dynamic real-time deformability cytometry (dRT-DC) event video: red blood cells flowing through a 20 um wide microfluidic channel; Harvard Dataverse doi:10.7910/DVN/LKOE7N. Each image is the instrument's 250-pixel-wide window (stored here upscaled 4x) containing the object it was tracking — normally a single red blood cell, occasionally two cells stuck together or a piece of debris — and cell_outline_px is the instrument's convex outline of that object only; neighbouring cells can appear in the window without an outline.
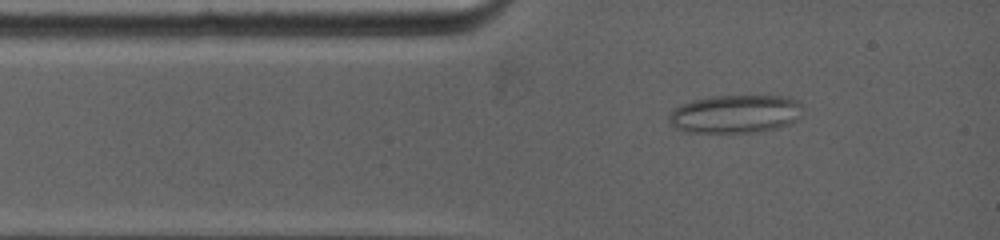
{"species": "common noctule bat (a hibernating species)", "species_latin": "Nyctalus noctula", "temperature_condition": "warm", "stored_images_in_passage": 30, "camera_frame_rate_fps": 5000, "um_per_image_px": 0.085, "animal": {"sex": "female", "body_mass_g": 19.0, "forearm_length_mm": 53.3}, "frame": {"image": 1, "passage_image": 3, "time_ms": 1.2, "image_size_px": [1000, 240], "cell_outline_px": [[800, 116], [796, 120], [788, 124], [776, 128], [760, 132], [688, 132], [672, 128], [668, 120], [668, 116], [676, 108], [684, 104], [696, 100], [712, 96], [788, 96], [796, 100], [800, 104]], "centroid_in_image_um": [62.49, 9.7], "position_along_channel_um": 22.5, "area_um2": 29.59}}
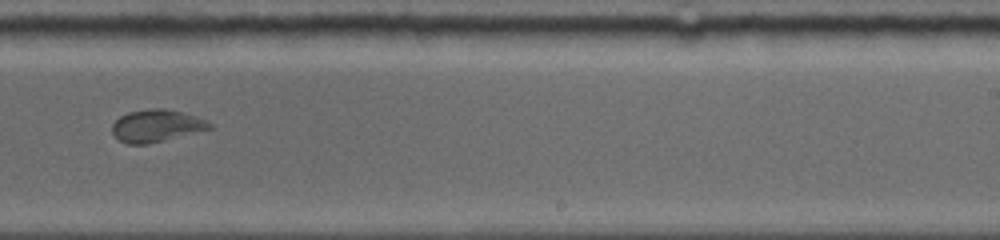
{"frame": {"image": 2, "passage_image": 15, "time_ms": 8.0, "image_size_px": [1000, 240], "cell_outline_px": [[212, 128], [148, 144], [128, 144], [120, 140], [112, 132], [112, 124], [120, 116], [128, 112], [148, 108], [164, 108], [184, 112], [208, 120], [212, 124]], "centroid_in_image_um": [13.3, 10.67], "position_along_channel_um": 275.7, "area_um2": 18.32}}
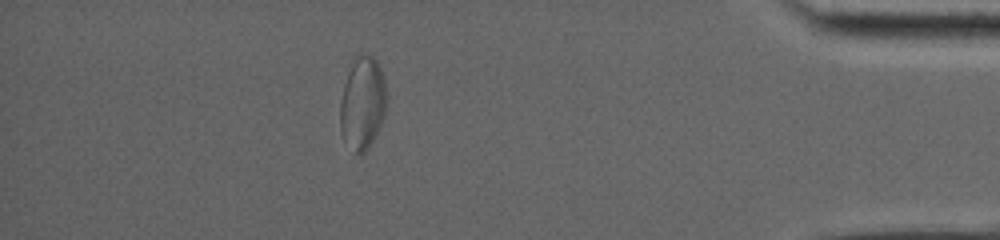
{"frame": {"image": 3, "passage_image": 29, "time_ms": 12.6, "image_size_px": [1000, 240], "cell_outline_px": [[384, 116], [368, 148], [360, 156], [356, 156], [340, 132], [340, 104], [344, 84], [352, 56], [360, 52], [364, 52], [372, 56], [376, 60], [380, 68], [384, 80]], "centroid_in_image_um": [30.76, 8.72], "position_along_channel_um": 404.4, "area_um2": 25.03}}